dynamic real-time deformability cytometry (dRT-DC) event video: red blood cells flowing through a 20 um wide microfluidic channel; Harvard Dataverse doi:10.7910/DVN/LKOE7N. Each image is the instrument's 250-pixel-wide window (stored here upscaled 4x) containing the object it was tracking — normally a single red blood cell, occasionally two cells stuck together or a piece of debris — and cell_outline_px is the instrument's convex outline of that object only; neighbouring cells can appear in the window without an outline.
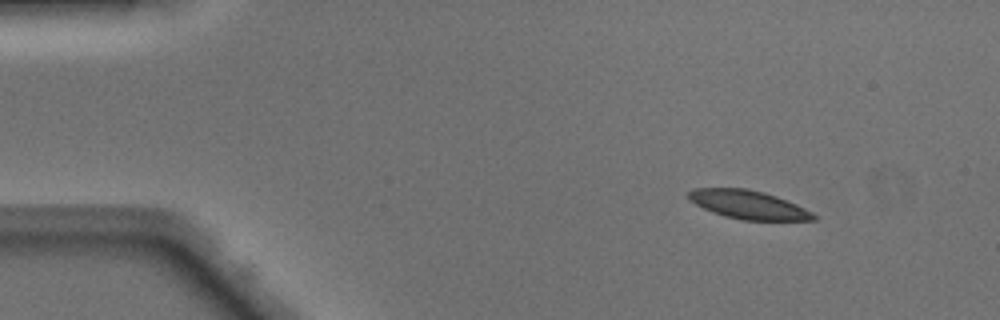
{"species": "Egyptian fruit bat (a non-hibernating species)", "species_latin": "Rousettus aegyptiacus", "temperature_condition": "warm", "stored_images_in_passage": 44, "camera_frame_rate_fps": 3000, "um_per_image_px": 0.085, "animal": {"sex": "male"}, "frame": {"image": 1, "passage_image": 1, "time_ms": 0.0, "image_size_px": [1000, 320], "cell_outline_px": [[816, 220], [740, 220], [724, 216], [712, 212], [696, 204], [688, 196], [688, 192], [696, 188], [748, 188], [764, 192], [776, 196], [796, 204], [812, 212], [816, 216]], "centroid_in_image_um": [63.62, 17.4], "position_along_channel_um": 21.4, "area_um2": 20.63}}
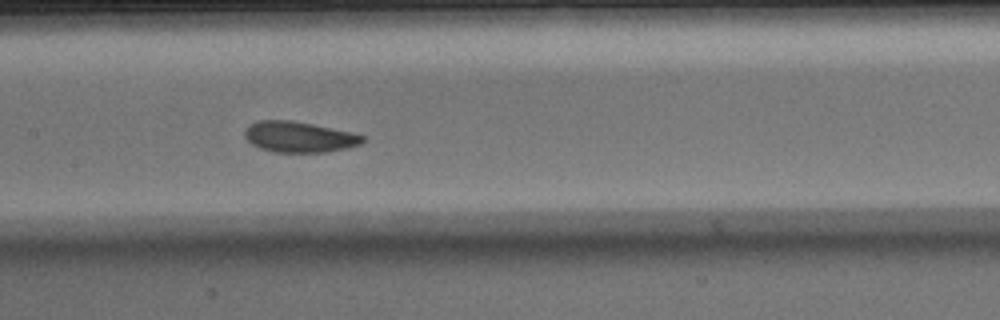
{"frame": {"image": 2, "passage_image": 19, "time_ms": 6.0, "image_size_px": [1000, 320], "cell_outline_px": [[364, 140], [360, 144], [348, 148], [324, 152], [276, 152], [260, 148], [252, 144], [244, 136], [244, 128], [260, 120], [292, 120], [352, 132], [364, 136]], "centroid_in_image_um": [25.42, 11.64], "position_along_channel_um": 182.0, "area_um2": 21.04}}
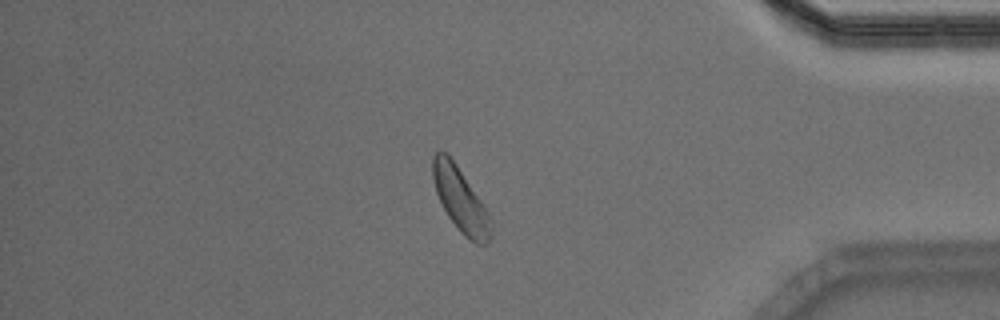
{"frame": {"image": 3, "passage_image": 37, "time_ms": 12.0, "image_size_px": [1000, 320], "cell_outline_px": [[492, 240], [488, 244], [476, 244], [464, 236], [460, 232], [448, 216], [436, 192], [432, 176], [432, 156], [440, 148], [456, 164], [488, 212], [492, 220]], "centroid_in_image_um": [39.16, 17.02], "position_along_channel_um": 396.0, "area_um2": 21.62}, "authors_computed_cell_mechanics": {"area_um2": 21.6172, "velocity_mm_per_s": 4.0747, "shape_relaxation_time_tau1_ms": null, "shape_relaxation_time_tau2_ms": 5.1985, "deformation_change_tau1": null, "deformation_change_tau2": 0.095}}